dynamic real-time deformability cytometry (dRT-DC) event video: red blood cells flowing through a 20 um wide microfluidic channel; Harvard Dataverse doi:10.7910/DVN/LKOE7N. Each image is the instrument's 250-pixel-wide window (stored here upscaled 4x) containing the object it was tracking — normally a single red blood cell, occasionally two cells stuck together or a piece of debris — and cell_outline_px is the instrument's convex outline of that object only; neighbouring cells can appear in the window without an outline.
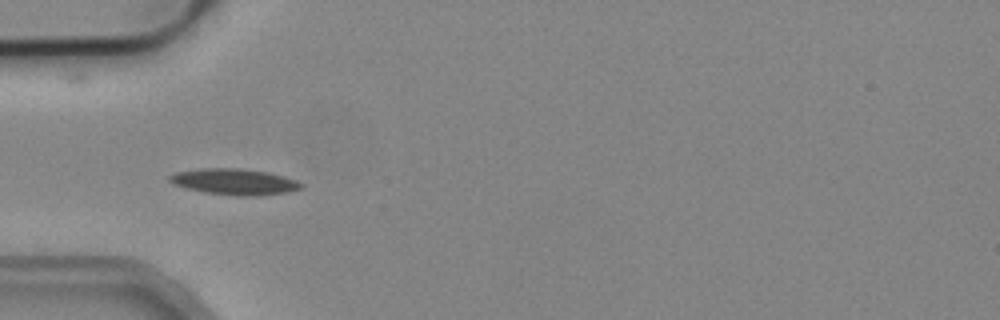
{"species": "common noctule bat (a hibernating species)", "species_latin": "Nyctalus noctula", "temperature_condition": "cold", "stored_images_in_passage": 5, "camera_frame_rate_fps": 3000, "um_per_image_px": 0.085, "animal": {"sex": "male", "body_mass_g": 19.2, "forearm_length_mm": 51.8}, "frame": {"image": 1, "passage_image": 4, "time_ms": 1.0, "image_size_px": [1000, 320], "cell_outline_px": [[304, 188], [288, 192], [256, 196], [240, 196], [204, 192], [172, 184], [168, 180], [168, 176], [176, 172], [200, 168], [240, 168], [268, 172], [284, 176], [296, 180], [304, 184]], "centroid_in_image_um": [19.95, 15.44], "position_along_channel_um": 65.1, "area_um2": 20.11}}